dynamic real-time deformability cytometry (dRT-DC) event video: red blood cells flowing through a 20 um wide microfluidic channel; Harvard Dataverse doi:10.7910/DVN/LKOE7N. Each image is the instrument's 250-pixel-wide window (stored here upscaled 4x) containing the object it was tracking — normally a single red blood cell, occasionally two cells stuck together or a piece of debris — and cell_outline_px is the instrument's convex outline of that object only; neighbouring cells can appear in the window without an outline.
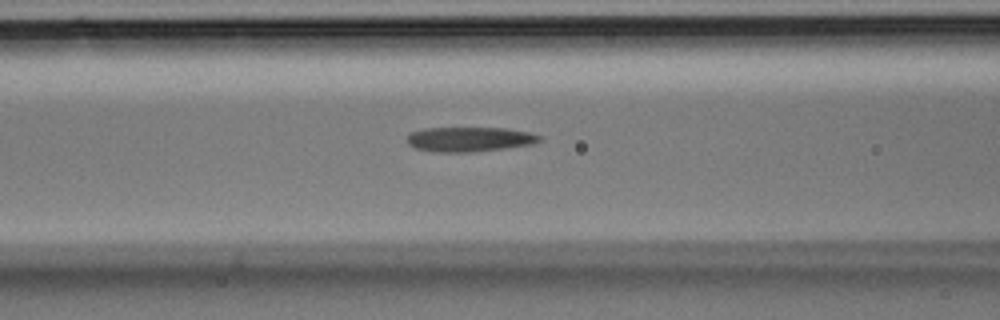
{"species": "Egyptian fruit bat (a non-hibernating species)", "species_latin": "Rousettus aegyptiacus", "temperature_condition": "room temperature", "stored_images_in_passage": 33, "segment_of_instrument_passage": [1, 2], "camera_frame_rate_fps": 3000, "um_per_image_px": 0.085, "animal": {"sex": "male"}, "frame": {"image": 1, "passage_image": 14, "time_ms": 4.333, "image_size_px": [1000, 320], "cell_outline_px": [[544, 140], [532, 144], [508, 148], [472, 152], [432, 152], [416, 148], [408, 144], [408, 132], [424, 128], [504, 128], [528, 132], [544, 136]], "centroid_in_image_um": [39.93, 11.84], "position_along_channel_um": 126.7, "area_um2": 19.31}}
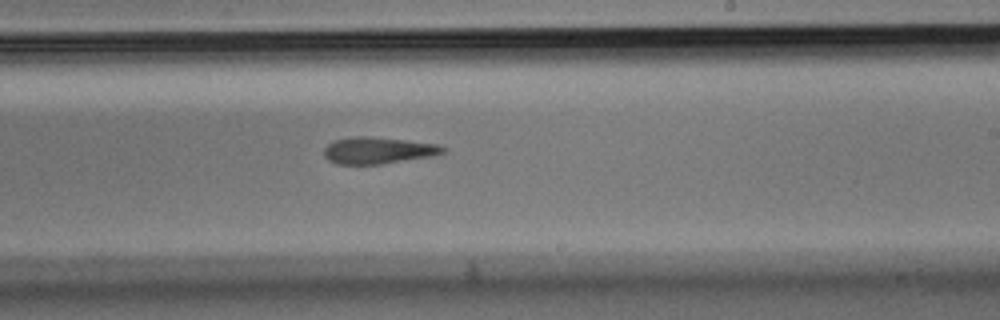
{"frame": {"image": 2, "passage_image": 21, "time_ms": 6.667, "image_size_px": [1000, 320], "cell_outline_px": [[448, 148], [444, 152], [432, 156], [380, 164], [336, 164], [328, 160], [324, 156], [324, 148], [328, 144], [336, 140], [356, 136], [364, 136], [404, 140], [436, 144]], "centroid_in_image_um": [32.12, 12.79], "position_along_channel_um": 256.9, "area_um2": 18.26}}
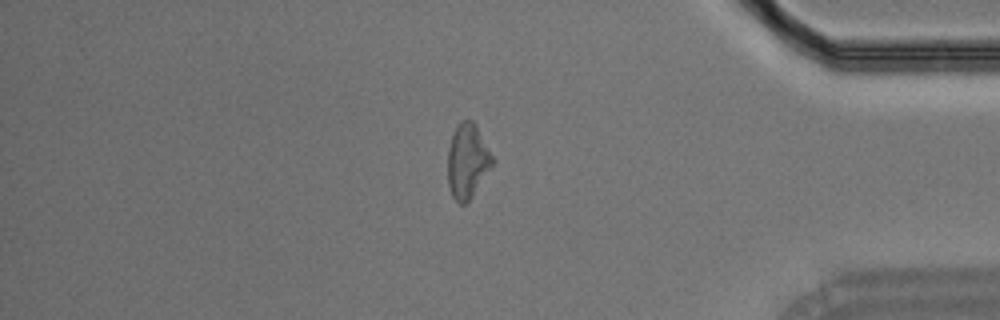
{"frame": {"image": 3, "passage_image": 30, "time_ms": 9.667, "image_size_px": [1000, 320], "cell_outline_px": [[496, 160], [472, 196], [464, 204], [460, 204], [452, 196], [448, 184], [448, 148], [452, 136], [456, 128], [464, 120], [472, 120], [476, 124]], "centroid_in_image_um": [39.76, 13.68], "position_along_channel_um": 395.4, "area_um2": 19.31}}